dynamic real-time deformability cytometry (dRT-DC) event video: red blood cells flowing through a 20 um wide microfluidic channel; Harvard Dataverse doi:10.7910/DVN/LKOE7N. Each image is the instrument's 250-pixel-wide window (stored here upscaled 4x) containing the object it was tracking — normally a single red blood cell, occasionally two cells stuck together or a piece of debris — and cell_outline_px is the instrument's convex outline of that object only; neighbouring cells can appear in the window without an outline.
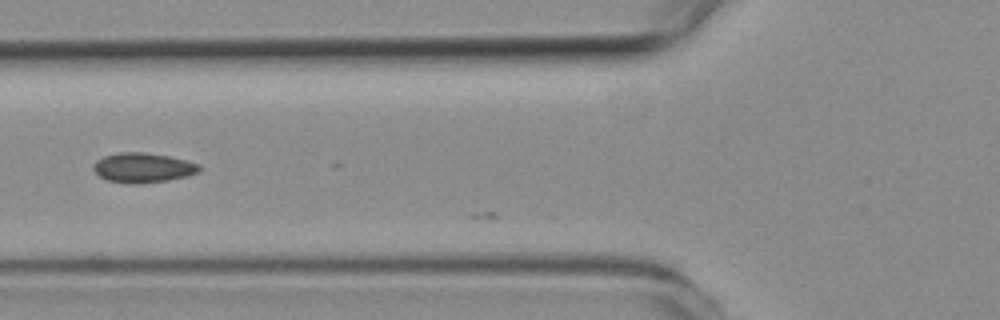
{"species": "common noctule bat (a hibernating species)", "species_latin": "Nyctalus noctula", "temperature_condition": "room temperature", "stored_images_in_passage": 5, "camera_frame_rate_fps": 3000, "um_per_image_px": 0.085, "animal": {"sex": "female", "body_mass_g": 19.3, "forearm_length_mm": 54.1}, "frame": {"image": 1, "passage_image": 4, "time_ms": 1.0, "image_size_px": [1000, 320], "cell_outline_px": [[200, 172], [188, 176], [168, 180], [132, 184], [108, 180], [100, 176], [92, 168], [92, 164], [96, 160], [104, 156], [120, 152], [144, 152], [168, 156], [200, 164]], "centroid_in_image_um": [12.15, 14.25], "position_along_channel_um": 113.7, "area_um2": 18.26}}